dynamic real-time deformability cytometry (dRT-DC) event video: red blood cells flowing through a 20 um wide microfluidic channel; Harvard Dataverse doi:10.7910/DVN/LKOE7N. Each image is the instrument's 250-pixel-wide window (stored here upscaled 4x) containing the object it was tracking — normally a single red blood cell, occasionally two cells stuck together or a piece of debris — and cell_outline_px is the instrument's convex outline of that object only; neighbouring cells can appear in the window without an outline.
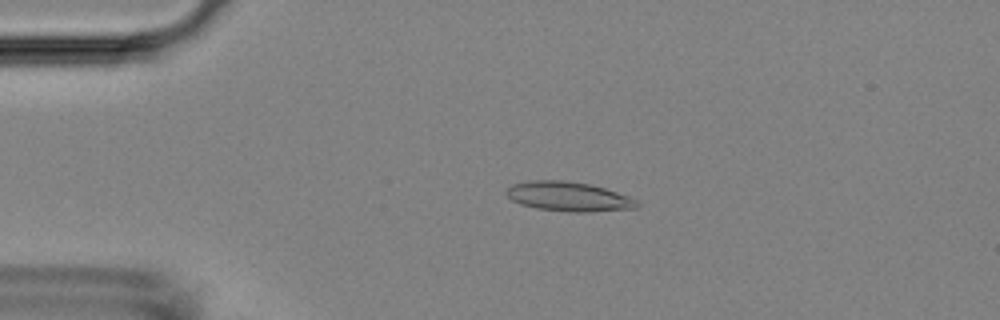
{"species": "Egyptian fruit bat (a non-hibernating species)", "species_latin": "Rousettus aegyptiacus", "temperature_condition": "room temperature", "stored_images_in_passage": 54, "camera_frame_rate_fps": 3000, "um_per_image_px": 0.085, "animal": {"sex": "female"}, "frame": {"image": 1, "passage_image": 12, "time_ms": 3.667, "image_size_px": [1000, 320], "cell_outline_px": [[640, 204], [636, 208], [588, 212], [568, 212], [536, 208], [520, 204], [512, 200], [504, 192], [512, 184], [528, 180], [564, 180], [588, 184], [604, 188], [628, 196], [636, 200]], "centroid_in_image_um": [48.29, 16.7], "position_along_channel_um": 36.7, "area_um2": 22.43}}
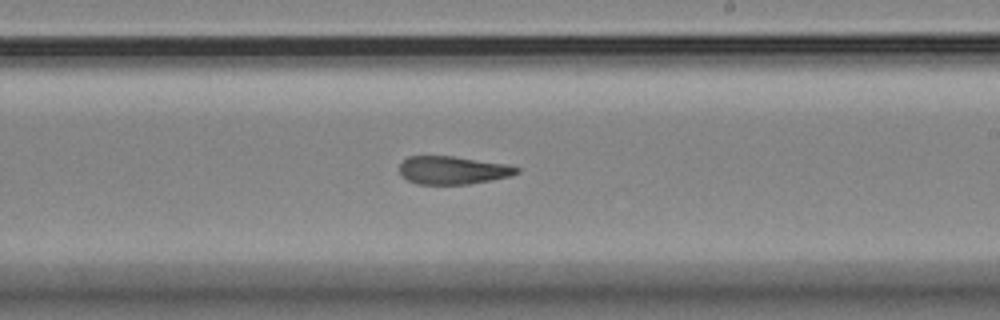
{"frame": {"image": 2, "passage_image": 32, "time_ms": 10.333, "image_size_px": [1000, 320], "cell_outline_px": [[520, 172], [512, 176], [492, 180], [468, 184], [416, 184], [400, 176], [400, 164], [408, 156], [452, 156], [512, 164], [520, 168]], "centroid_in_image_um": [38.54, 14.46], "position_along_channel_um": 250.5, "area_um2": 19.48}}
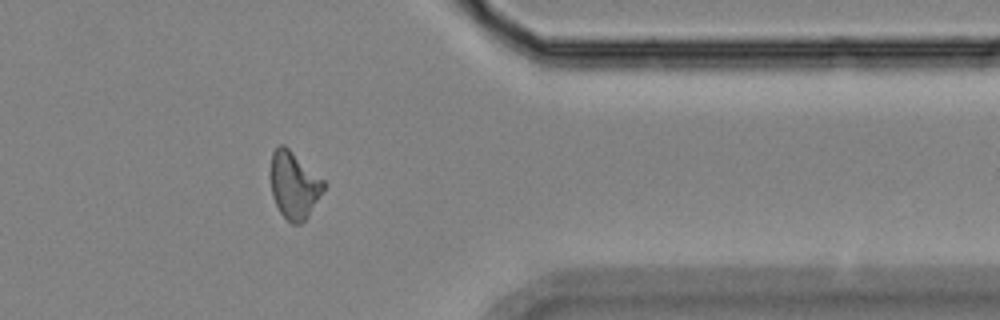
{"frame": {"image": 3, "passage_image": 44, "time_ms": 14.333, "image_size_px": [1000, 320], "cell_outline_px": [[324, 188], [308, 216], [300, 224], [292, 224], [280, 212], [272, 196], [272, 152], [280, 144], [284, 144], [324, 180]], "centroid_in_image_um": [25.0, 15.74], "position_along_channel_um": 386.4, "area_um2": 20.17}, "authors_computed_cell_mechanics": {"area_um2": 20.2589, "velocity_mm_per_s": 3.7248, "shape_relaxation_time_tau1_ms": null, "shape_relaxation_time_tau2_ms": 6.9298, "deformation_change_tau1": null, "deformation_change_tau2": 0.1934}}